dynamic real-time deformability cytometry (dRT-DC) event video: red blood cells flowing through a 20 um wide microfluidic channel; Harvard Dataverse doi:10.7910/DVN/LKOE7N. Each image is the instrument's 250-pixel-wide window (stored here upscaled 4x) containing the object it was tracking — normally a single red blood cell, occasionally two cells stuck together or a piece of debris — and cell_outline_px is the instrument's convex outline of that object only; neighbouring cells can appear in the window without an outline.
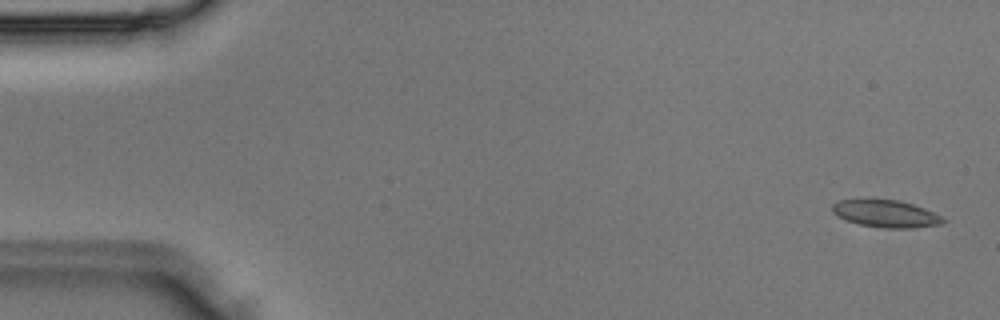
{"species": "Egyptian fruit bat (a non-hibernating species)", "species_latin": "Rousettus aegyptiacus", "temperature_condition": "room temperature", "stored_images_in_passage": 3, "camera_frame_rate_fps": 3000, "um_per_image_px": 0.085, "animal": {"sex": "male"}, "frame": {"image": 1, "passage_image": 1, "time_ms": 0.0, "image_size_px": [1000, 320], "cell_outline_px": [[948, 220], [940, 224], [912, 228], [884, 228], [860, 224], [844, 220], [832, 212], [832, 204], [836, 200], [900, 200], [924, 208]], "centroid_in_image_um": [75.28, 18.17], "position_along_channel_um": 9.7, "area_um2": 17.46}}